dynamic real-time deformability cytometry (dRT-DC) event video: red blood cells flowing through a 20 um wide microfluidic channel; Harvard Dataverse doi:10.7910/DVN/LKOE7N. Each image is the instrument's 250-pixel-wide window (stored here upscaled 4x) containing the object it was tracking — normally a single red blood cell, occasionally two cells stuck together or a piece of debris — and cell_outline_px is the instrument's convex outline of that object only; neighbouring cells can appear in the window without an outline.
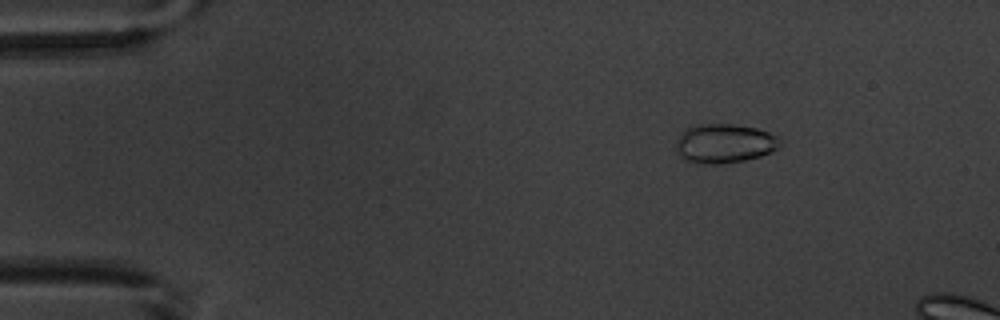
{"species": "common noctule bat (a hibernating species)", "species_latin": "Nyctalus noctula", "temperature_condition": "warm", "stored_images_in_passage": 3, "camera_frame_rate_fps": 3000, "um_per_image_px": 0.085, "animal": {"sex": "male", "body_mass_g": 20.1, "forearm_length_mm": 53.5}, "frame": {"image": 1, "passage_image": 1, "time_ms": 0.0, "image_size_px": [1000, 320], "cell_outline_px": [[780, 140], [776, 148], [760, 156], [744, 160], [720, 164], [700, 164], [688, 160], [680, 156], [676, 152], [676, 148], [680, 136], [688, 128], [704, 124], [732, 124], [756, 128], [768, 132], [776, 136]], "centroid_in_image_um": [61.57, 12.2], "position_along_channel_um": 23.4, "area_um2": 23.18}}